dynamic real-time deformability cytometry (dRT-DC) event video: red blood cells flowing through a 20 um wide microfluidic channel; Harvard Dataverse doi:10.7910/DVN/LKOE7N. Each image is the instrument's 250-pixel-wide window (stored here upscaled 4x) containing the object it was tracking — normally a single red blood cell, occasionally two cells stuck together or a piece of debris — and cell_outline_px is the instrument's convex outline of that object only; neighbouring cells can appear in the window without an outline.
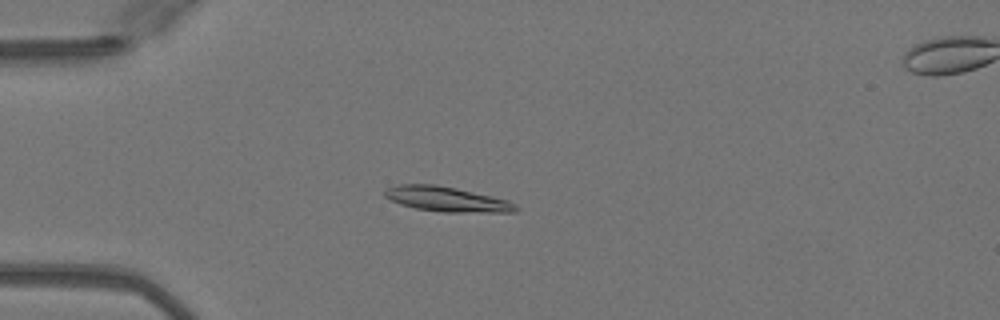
{"species": "Egyptian fruit bat (a non-hibernating species)", "species_latin": "Rousettus aegyptiacus", "temperature_condition": "warm", "stored_images_in_passage": 42, "camera_frame_rate_fps": 3000, "um_per_image_px": 0.085, "animal": {"sex": "female"}, "frame": {"image": 1, "passage_image": 6, "time_ms": 1.667, "image_size_px": [1000, 320], "cell_outline_px": [[520, 208], [516, 212], [444, 212], [416, 208], [400, 204], [384, 196], [384, 188], [396, 184], [436, 184], [456, 188], [492, 196], [508, 200], [516, 204]], "centroid_in_image_um": [37.97, 16.92], "position_along_channel_um": 47.0, "area_um2": 19.13}}
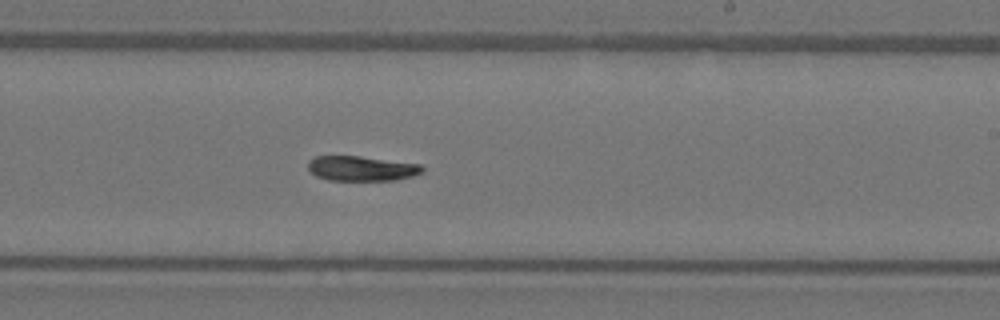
{"frame": {"image": 2, "passage_image": 23, "time_ms": 7.333, "image_size_px": [1000, 320], "cell_outline_px": [[424, 172], [412, 176], [396, 180], [328, 180], [316, 176], [308, 168], [308, 160], [316, 156], [360, 156], [420, 164], [424, 168]], "centroid_in_image_um": [30.74, 14.32], "position_along_channel_um": 258.3, "area_um2": 16.59}}
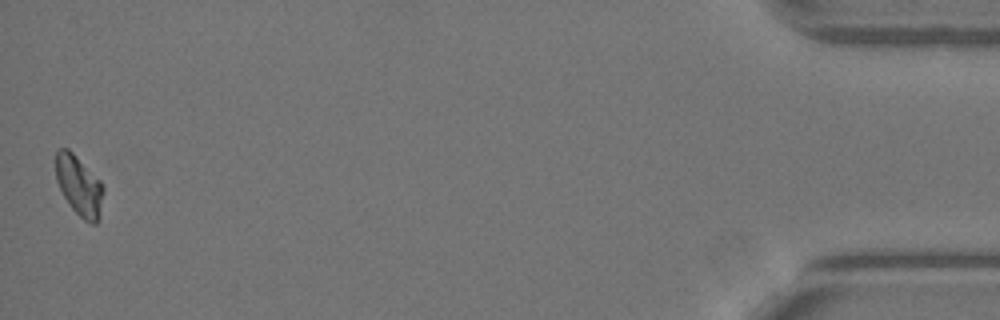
{"frame": {"image": 3, "passage_image": 42, "time_ms": 13.667, "image_size_px": [1000, 320], "cell_outline_px": [[104, 192], [100, 216], [96, 224], [92, 224], [84, 220], [68, 204], [56, 180], [56, 152], [60, 148], [68, 148], [100, 180], [104, 188]], "centroid_in_image_um": [6.74, 15.8], "position_along_channel_um": 428.5, "area_um2": 16.59}}